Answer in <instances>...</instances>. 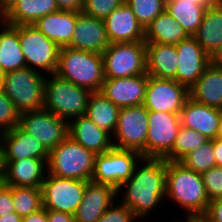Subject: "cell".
Wrapping results in <instances>:
<instances>
[{
  "label": "cell",
  "instance_id": "ffe728a7",
  "mask_svg": "<svg viewBox=\"0 0 222 222\" xmlns=\"http://www.w3.org/2000/svg\"><path fill=\"white\" fill-rule=\"evenodd\" d=\"M48 159L24 158L3 162V183L8 186L41 187L48 173Z\"/></svg>",
  "mask_w": 222,
  "mask_h": 222
},
{
  "label": "cell",
  "instance_id": "b9f144b4",
  "mask_svg": "<svg viewBox=\"0 0 222 222\" xmlns=\"http://www.w3.org/2000/svg\"><path fill=\"white\" fill-rule=\"evenodd\" d=\"M203 217L208 222H222V198L210 201Z\"/></svg>",
  "mask_w": 222,
  "mask_h": 222
},
{
  "label": "cell",
  "instance_id": "d6a6232c",
  "mask_svg": "<svg viewBox=\"0 0 222 222\" xmlns=\"http://www.w3.org/2000/svg\"><path fill=\"white\" fill-rule=\"evenodd\" d=\"M210 139L200 132L180 126L172 151L166 161H181L189 152L197 149Z\"/></svg>",
  "mask_w": 222,
  "mask_h": 222
},
{
  "label": "cell",
  "instance_id": "f35d334b",
  "mask_svg": "<svg viewBox=\"0 0 222 222\" xmlns=\"http://www.w3.org/2000/svg\"><path fill=\"white\" fill-rule=\"evenodd\" d=\"M209 201L222 198V167H213L201 174Z\"/></svg>",
  "mask_w": 222,
  "mask_h": 222
},
{
  "label": "cell",
  "instance_id": "8fae6325",
  "mask_svg": "<svg viewBox=\"0 0 222 222\" xmlns=\"http://www.w3.org/2000/svg\"><path fill=\"white\" fill-rule=\"evenodd\" d=\"M87 183L84 180L61 178L47 173L41 186L43 208L74 214L83 199Z\"/></svg>",
  "mask_w": 222,
  "mask_h": 222
},
{
  "label": "cell",
  "instance_id": "2e32d148",
  "mask_svg": "<svg viewBox=\"0 0 222 222\" xmlns=\"http://www.w3.org/2000/svg\"><path fill=\"white\" fill-rule=\"evenodd\" d=\"M148 74L105 79L100 93L119 108L144 105Z\"/></svg>",
  "mask_w": 222,
  "mask_h": 222
},
{
  "label": "cell",
  "instance_id": "e0dca14e",
  "mask_svg": "<svg viewBox=\"0 0 222 222\" xmlns=\"http://www.w3.org/2000/svg\"><path fill=\"white\" fill-rule=\"evenodd\" d=\"M2 161L24 158L48 159L49 152L40 141L24 131L19 125L0 133Z\"/></svg>",
  "mask_w": 222,
  "mask_h": 222
},
{
  "label": "cell",
  "instance_id": "c3c4849f",
  "mask_svg": "<svg viewBox=\"0 0 222 222\" xmlns=\"http://www.w3.org/2000/svg\"><path fill=\"white\" fill-rule=\"evenodd\" d=\"M0 222H22V217H20L16 212L5 214L0 217Z\"/></svg>",
  "mask_w": 222,
  "mask_h": 222
},
{
  "label": "cell",
  "instance_id": "8992f818",
  "mask_svg": "<svg viewBox=\"0 0 222 222\" xmlns=\"http://www.w3.org/2000/svg\"><path fill=\"white\" fill-rule=\"evenodd\" d=\"M46 75L25 67L4 74L2 89L20 113L44 108Z\"/></svg>",
  "mask_w": 222,
  "mask_h": 222
},
{
  "label": "cell",
  "instance_id": "7bdbcfd3",
  "mask_svg": "<svg viewBox=\"0 0 222 222\" xmlns=\"http://www.w3.org/2000/svg\"><path fill=\"white\" fill-rule=\"evenodd\" d=\"M59 10H68L81 12L83 8V0H55Z\"/></svg>",
  "mask_w": 222,
  "mask_h": 222
},
{
  "label": "cell",
  "instance_id": "f5cc1de1",
  "mask_svg": "<svg viewBox=\"0 0 222 222\" xmlns=\"http://www.w3.org/2000/svg\"><path fill=\"white\" fill-rule=\"evenodd\" d=\"M189 222H208L203 216L189 217Z\"/></svg>",
  "mask_w": 222,
  "mask_h": 222
},
{
  "label": "cell",
  "instance_id": "1f68e13d",
  "mask_svg": "<svg viewBox=\"0 0 222 222\" xmlns=\"http://www.w3.org/2000/svg\"><path fill=\"white\" fill-rule=\"evenodd\" d=\"M120 108L113 104L100 92H93L90 95L86 116L99 128L114 134L119 117Z\"/></svg>",
  "mask_w": 222,
  "mask_h": 222
},
{
  "label": "cell",
  "instance_id": "3957f363",
  "mask_svg": "<svg viewBox=\"0 0 222 222\" xmlns=\"http://www.w3.org/2000/svg\"><path fill=\"white\" fill-rule=\"evenodd\" d=\"M55 74L90 92H100L105 80L102 54L61 47Z\"/></svg>",
  "mask_w": 222,
  "mask_h": 222
},
{
  "label": "cell",
  "instance_id": "db71d44e",
  "mask_svg": "<svg viewBox=\"0 0 222 222\" xmlns=\"http://www.w3.org/2000/svg\"><path fill=\"white\" fill-rule=\"evenodd\" d=\"M3 183V162H2V154L0 149V184Z\"/></svg>",
  "mask_w": 222,
  "mask_h": 222
},
{
  "label": "cell",
  "instance_id": "e575fe53",
  "mask_svg": "<svg viewBox=\"0 0 222 222\" xmlns=\"http://www.w3.org/2000/svg\"><path fill=\"white\" fill-rule=\"evenodd\" d=\"M186 168L197 173H204L216 166L213 139L207 141L197 149L189 152L181 161Z\"/></svg>",
  "mask_w": 222,
  "mask_h": 222
},
{
  "label": "cell",
  "instance_id": "bcb514c9",
  "mask_svg": "<svg viewBox=\"0 0 222 222\" xmlns=\"http://www.w3.org/2000/svg\"><path fill=\"white\" fill-rule=\"evenodd\" d=\"M213 151L217 167H222V138L213 139Z\"/></svg>",
  "mask_w": 222,
  "mask_h": 222
},
{
  "label": "cell",
  "instance_id": "5b68a950",
  "mask_svg": "<svg viewBox=\"0 0 222 222\" xmlns=\"http://www.w3.org/2000/svg\"><path fill=\"white\" fill-rule=\"evenodd\" d=\"M96 154L67 136L49 152L48 174L61 177L91 181Z\"/></svg>",
  "mask_w": 222,
  "mask_h": 222
},
{
  "label": "cell",
  "instance_id": "f6af8a7d",
  "mask_svg": "<svg viewBox=\"0 0 222 222\" xmlns=\"http://www.w3.org/2000/svg\"><path fill=\"white\" fill-rule=\"evenodd\" d=\"M22 222H48L47 210L42 207L40 210L23 217Z\"/></svg>",
  "mask_w": 222,
  "mask_h": 222
},
{
  "label": "cell",
  "instance_id": "836d02e7",
  "mask_svg": "<svg viewBox=\"0 0 222 222\" xmlns=\"http://www.w3.org/2000/svg\"><path fill=\"white\" fill-rule=\"evenodd\" d=\"M12 199L16 213L22 218L43 207L41 187L12 186Z\"/></svg>",
  "mask_w": 222,
  "mask_h": 222
},
{
  "label": "cell",
  "instance_id": "9c48e42d",
  "mask_svg": "<svg viewBox=\"0 0 222 222\" xmlns=\"http://www.w3.org/2000/svg\"><path fill=\"white\" fill-rule=\"evenodd\" d=\"M148 110L144 105L120 108L118 124L112 135L113 147L139 152L146 158Z\"/></svg>",
  "mask_w": 222,
  "mask_h": 222
},
{
  "label": "cell",
  "instance_id": "11a10c76",
  "mask_svg": "<svg viewBox=\"0 0 222 222\" xmlns=\"http://www.w3.org/2000/svg\"><path fill=\"white\" fill-rule=\"evenodd\" d=\"M169 220H171L170 222H189V217H183V219L178 218L177 220L173 219L174 221H172V219L170 218Z\"/></svg>",
  "mask_w": 222,
  "mask_h": 222
},
{
  "label": "cell",
  "instance_id": "f546056e",
  "mask_svg": "<svg viewBox=\"0 0 222 222\" xmlns=\"http://www.w3.org/2000/svg\"><path fill=\"white\" fill-rule=\"evenodd\" d=\"M187 37L182 26L164 10L145 29L144 41L176 45Z\"/></svg>",
  "mask_w": 222,
  "mask_h": 222
},
{
  "label": "cell",
  "instance_id": "44dd1931",
  "mask_svg": "<svg viewBox=\"0 0 222 222\" xmlns=\"http://www.w3.org/2000/svg\"><path fill=\"white\" fill-rule=\"evenodd\" d=\"M110 43L145 42V29L124 3L104 19Z\"/></svg>",
  "mask_w": 222,
  "mask_h": 222
},
{
  "label": "cell",
  "instance_id": "ba28073f",
  "mask_svg": "<svg viewBox=\"0 0 222 222\" xmlns=\"http://www.w3.org/2000/svg\"><path fill=\"white\" fill-rule=\"evenodd\" d=\"M105 79L147 73L146 43H110L102 53Z\"/></svg>",
  "mask_w": 222,
  "mask_h": 222
},
{
  "label": "cell",
  "instance_id": "4dcf8cb0",
  "mask_svg": "<svg viewBox=\"0 0 222 222\" xmlns=\"http://www.w3.org/2000/svg\"><path fill=\"white\" fill-rule=\"evenodd\" d=\"M207 7L192 1L166 0L165 10L179 23L188 36H194L202 23Z\"/></svg>",
  "mask_w": 222,
  "mask_h": 222
},
{
  "label": "cell",
  "instance_id": "83f0119b",
  "mask_svg": "<svg viewBox=\"0 0 222 222\" xmlns=\"http://www.w3.org/2000/svg\"><path fill=\"white\" fill-rule=\"evenodd\" d=\"M194 37L209 56L222 45V3L219 0L206 9Z\"/></svg>",
  "mask_w": 222,
  "mask_h": 222
},
{
  "label": "cell",
  "instance_id": "484cf974",
  "mask_svg": "<svg viewBox=\"0 0 222 222\" xmlns=\"http://www.w3.org/2000/svg\"><path fill=\"white\" fill-rule=\"evenodd\" d=\"M189 97L222 110V68L210 64L189 89Z\"/></svg>",
  "mask_w": 222,
  "mask_h": 222
},
{
  "label": "cell",
  "instance_id": "7a4b0ae2",
  "mask_svg": "<svg viewBox=\"0 0 222 222\" xmlns=\"http://www.w3.org/2000/svg\"><path fill=\"white\" fill-rule=\"evenodd\" d=\"M166 201L181 208L185 217L203 216L210 201L201 174L179 161H166Z\"/></svg>",
  "mask_w": 222,
  "mask_h": 222
},
{
  "label": "cell",
  "instance_id": "6da1fadb",
  "mask_svg": "<svg viewBox=\"0 0 222 222\" xmlns=\"http://www.w3.org/2000/svg\"><path fill=\"white\" fill-rule=\"evenodd\" d=\"M117 198L140 222L149 220L166 203V160L142 157L132 176L117 189Z\"/></svg>",
  "mask_w": 222,
  "mask_h": 222
},
{
  "label": "cell",
  "instance_id": "d6986e66",
  "mask_svg": "<svg viewBox=\"0 0 222 222\" xmlns=\"http://www.w3.org/2000/svg\"><path fill=\"white\" fill-rule=\"evenodd\" d=\"M117 199V189L113 186L89 181L73 214L75 222H96Z\"/></svg>",
  "mask_w": 222,
  "mask_h": 222
},
{
  "label": "cell",
  "instance_id": "cb8c5ba5",
  "mask_svg": "<svg viewBox=\"0 0 222 222\" xmlns=\"http://www.w3.org/2000/svg\"><path fill=\"white\" fill-rule=\"evenodd\" d=\"M76 21V11L58 10L39 18L33 26L61 48L70 44Z\"/></svg>",
  "mask_w": 222,
  "mask_h": 222
},
{
  "label": "cell",
  "instance_id": "ac0fdd59",
  "mask_svg": "<svg viewBox=\"0 0 222 222\" xmlns=\"http://www.w3.org/2000/svg\"><path fill=\"white\" fill-rule=\"evenodd\" d=\"M109 44L104 20L77 12L75 32L67 47L102 54Z\"/></svg>",
  "mask_w": 222,
  "mask_h": 222
},
{
  "label": "cell",
  "instance_id": "5bb4252c",
  "mask_svg": "<svg viewBox=\"0 0 222 222\" xmlns=\"http://www.w3.org/2000/svg\"><path fill=\"white\" fill-rule=\"evenodd\" d=\"M189 98V89L174 79H161L148 75L144 106L148 111L179 114Z\"/></svg>",
  "mask_w": 222,
  "mask_h": 222
},
{
  "label": "cell",
  "instance_id": "74e56055",
  "mask_svg": "<svg viewBox=\"0 0 222 222\" xmlns=\"http://www.w3.org/2000/svg\"><path fill=\"white\" fill-rule=\"evenodd\" d=\"M125 0H83L82 12L97 19L107 18Z\"/></svg>",
  "mask_w": 222,
  "mask_h": 222
},
{
  "label": "cell",
  "instance_id": "ee69618b",
  "mask_svg": "<svg viewBox=\"0 0 222 222\" xmlns=\"http://www.w3.org/2000/svg\"><path fill=\"white\" fill-rule=\"evenodd\" d=\"M48 222H75L73 214L60 211L47 210Z\"/></svg>",
  "mask_w": 222,
  "mask_h": 222
},
{
  "label": "cell",
  "instance_id": "f907efd6",
  "mask_svg": "<svg viewBox=\"0 0 222 222\" xmlns=\"http://www.w3.org/2000/svg\"><path fill=\"white\" fill-rule=\"evenodd\" d=\"M185 1H192L193 4H200L208 8L211 5H214L218 0H185Z\"/></svg>",
  "mask_w": 222,
  "mask_h": 222
},
{
  "label": "cell",
  "instance_id": "816d5d0a",
  "mask_svg": "<svg viewBox=\"0 0 222 222\" xmlns=\"http://www.w3.org/2000/svg\"><path fill=\"white\" fill-rule=\"evenodd\" d=\"M216 138H222V110H220L219 124Z\"/></svg>",
  "mask_w": 222,
  "mask_h": 222
},
{
  "label": "cell",
  "instance_id": "d590c367",
  "mask_svg": "<svg viewBox=\"0 0 222 222\" xmlns=\"http://www.w3.org/2000/svg\"><path fill=\"white\" fill-rule=\"evenodd\" d=\"M141 26H147L165 10L166 0H125Z\"/></svg>",
  "mask_w": 222,
  "mask_h": 222
},
{
  "label": "cell",
  "instance_id": "603a6c76",
  "mask_svg": "<svg viewBox=\"0 0 222 222\" xmlns=\"http://www.w3.org/2000/svg\"><path fill=\"white\" fill-rule=\"evenodd\" d=\"M220 110L219 108L197 103L189 97L179 113L181 126L196 130L210 140L215 139Z\"/></svg>",
  "mask_w": 222,
  "mask_h": 222
},
{
  "label": "cell",
  "instance_id": "6f0895ef",
  "mask_svg": "<svg viewBox=\"0 0 222 222\" xmlns=\"http://www.w3.org/2000/svg\"><path fill=\"white\" fill-rule=\"evenodd\" d=\"M4 22V14L0 10V25Z\"/></svg>",
  "mask_w": 222,
  "mask_h": 222
},
{
  "label": "cell",
  "instance_id": "4fadbf2b",
  "mask_svg": "<svg viewBox=\"0 0 222 222\" xmlns=\"http://www.w3.org/2000/svg\"><path fill=\"white\" fill-rule=\"evenodd\" d=\"M19 126L50 152L68 136V122L43 109L20 114Z\"/></svg>",
  "mask_w": 222,
  "mask_h": 222
},
{
  "label": "cell",
  "instance_id": "277c9868",
  "mask_svg": "<svg viewBox=\"0 0 222 222\" xmlns=\"http://www.w3.org/2000/svg\"><path fill=\"white\" fill-rule=\"evenodd\" d=\"M91 93L56 74L46 75L44 109L69 122L86 115Z\"/></svg>",
  "mask_w": 222,
  "mask_h": 222
},
{
  "label": "cell",
  "instance_id": "ab89813d",
  "mask_svg": "<svg viewBox=\"0 0 222 222\" xmlns=\"http://www.w3.org/2000/svg\"><path fill=\"white\" fill-rule=\"evenodd\" d=\"M117 204V205H116ZM139 222L130 208L123 205L118 199L104 212L96 222Z\"/></svg>",
  "mask_w": 222,
  "mask_h": 222
},
{
  "label": "cell",
  "instance_id": "60d3db41",
  "mask_svg": "<svg viewBox=\"0 0 222 222\" xmlns=\"http://www.w3.org/2000/svg\"><path fill=\"white\" fill-rule=\"evenodd\" d=\"M14 212L16 211L12 199V186L2 183L0 184V217Z\"/></svg>",
  "mask_w": 222,
  "mask_h": 222
},
{
  "label": "cell",
  "instance_id": "7402d4cb",
  "mask_svg": "<svg viewBox=\"0 0 222 222\" xmlns=\"http://www.w3.org/2000/svg\"><path fill=\"white\" fill-rule=\"evenodd\" d=\"M68 136L95 154H103L113 148L112 135L86 115L68 122Z\"/></svg>",
  "mask_w": 222,
  "mask_h": 222
},
{
  "label": "cell",
  "instance_id": "f1b7e54d",
  "mask_svg": "<svg viewBox=\"0 0 222 222\" xmlns=\"http://www.w3.org/2000/svg\"><path fill=\"white\" fill-rule=\"evenodd\" d=\"M25 67L18 30L13 25L3 22L0 25V68L4 73H8Z\"/></svg>",
  "mask_w": 222,
  "mask_h": 222
},
{
  "label": "cell",
  "instance_id": "8d00e7d4",
  "mask_svg": "<svg viewBox=\"0 0 222 222\" xmlns=\"http://www.w3.org/2000/svg\"><path fill=\"white\" fill-rule=\"evenodd\" d=\"M20 114L14 103L0 87V133L19 125Z\"/></svg>",
  "mask_w": 222,
  "mask_h": 222
},
{
  "label": "cell",
  "instance_id": "30bf717a",
  "mask_svg": "<svg viewBox=\"0 0 222 222\" xmlns=\"http://www.w3.org/2000/svg\"><path fill=\"white\" fill-rule=\"evenodd\" d=\"M141 158L139 152L114 147L103 154H96L91 181L118 189L132 176Z\"/></svg>",
  "mask_w": 222,
  "mask_h": 222
},
{
  "label": "cell",
  "instance_id": "9f6ffc18",
  "mask_svg": "<svg viewBox=\"0 0 222 222\" xmlns=\"http://www.w3.org/2000/svg\"><path fill=\"white\" fill-rule=\"evenodd\" d=\"M4 74H5L4 71L0 68V87L2 86Z\"/></svg>",
  "mask_w": 222,
  "mask_h": 222
},
{
  "label": "cell",
  "instance_id": "7dc6e473",
  "mask_svg": "<svg viewBox=\"0 0 222 222\" xmlns=\"http://www.w3.org/2000/svg\"><path fill=\"white\" fill-rule=\"evenodd\" d=\"M210 64L222 68V45L210 56Z\"/></svg>",
  "mask_w": 222,
  "mask_h": 222
},
{
  "label": "cell",
  "instance_id": "d4e9b609",
  "mask_svg": "<svg viewBox=\"0 0 222 222\" xmlns=\"http://www.w3.org/2000/svg\"><path fill=\"white\" fill-rule=\"evenodd\" d=\"M175 45L146 43L147 74L161 79H174L178 68Z\"/></svg>",
  "mask_w": 222,
  "mask_h": 222
},
{
  "label": "cell",
  "instance_id": "9a60e30c",
  "mask_svg": "<svg viewBox=\"0 0 222 222\" xmlns=\"http://www.w3.org/2000/svg\"><path fill=\"white\" fill-rule=\"evenodd\" d=\"M175 46L179 56L175 80L190 89L210 65V56L194 36H188Z\"/></svg>",
  "mask_w": 222,
  "mask_h": 222
},
{
  "label": "cell",
  "instance_id": "4316f807",
  "mask_svg": "<svg viewBox=\"0 0 222 222\" xmlns=\"http://www.w3.org/2000/svg\"><path fill=\"white\" fill-rule=\"evenodd\" d=\"M55 0H19L5 14L10 25H33L39 18L58 11Z\"/></svg>",
  "mask_w": 222,
  "mask_h": 222
},
{
  "label": "cell",
  "instance_id": "52a82bcc",
  "mask_svg": "<svg viewBox=\"0 0 222 222\" xmlns=\"http://www.w3.org/2000/svg\"><path fill=\"white\" fill-rule=\"evenodd\" d=\"M26 67L45 75L55 74L60 47L31 25H15Z\"/></svg>",
  "mask_w": 222,
  "mask_h": 222
},
{
  "label": "cell",
  "instance_id": "681fc988",
  "mask_svg": "<svg viewBox=\"0 0 222 222\" xmlns=\"http://www.w3.org/2000/svg\"><path fill=\"white\" fill-rule=\"evenodd\" d=\"M19 0H0V10L5 14L13 5H15Z\"/></svg>",
  "mask_w": 222,
  "mask_h": 222
},
{
  "label": "cell",
  "instance_id": "7c38bea8",
  "mask_svg": "<svg viewBox=\"0 0 222 222\" xmlns=\"http://www.w3.org/2000/svg\"><path fill=\"white\" fill-rule=\"evenodd\" d=\"M180 126L179 114L148 111L146 158L164 159L173 149Z\"/></svg>",
  "mask_w": 222,
  "mask_h": 222
}]
</instances>
